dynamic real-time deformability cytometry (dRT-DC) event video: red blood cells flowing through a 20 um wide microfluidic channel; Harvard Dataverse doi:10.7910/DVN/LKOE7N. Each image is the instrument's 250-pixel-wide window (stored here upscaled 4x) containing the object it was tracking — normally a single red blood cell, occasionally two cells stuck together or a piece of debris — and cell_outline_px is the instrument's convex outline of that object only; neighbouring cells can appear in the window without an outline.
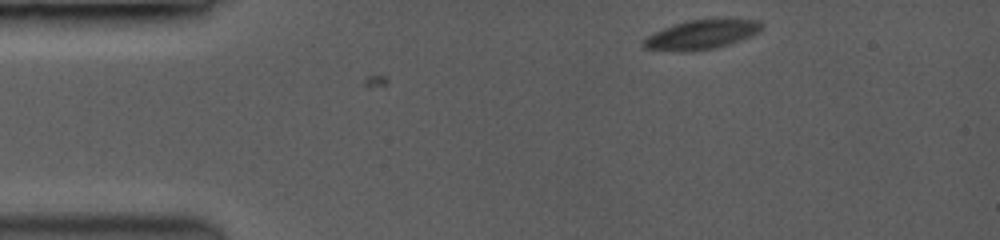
{"species": "common noctule bat (a hibernating species)", "species_latin": "Nyctalus noctula", "temperature_condition": "room temperature", "stored_images_in_passage": 2, "camera_frame_rate_fps": 3500, "um_per_image_px": 0.085, "animal": {"sex": "female", "body_mass_g": 19.0, "forearm_length_mm": 53.3}, "frame": {"image": 1, "passage_image": 2, "time_ms": 0.286, "image_size_px": [1000, 240], "cell_outline_px": [[760, 28], [756, 32], [748, 36], [712, 48], [644, 48], [644, 40], [648, 36], [664, 28], [688, 20], [756, 20], [760, 24]], "centroid_in_image_um": [59.62, 2.88], "position_along_channel_um": 25.4, "area_um2": 17.92}}